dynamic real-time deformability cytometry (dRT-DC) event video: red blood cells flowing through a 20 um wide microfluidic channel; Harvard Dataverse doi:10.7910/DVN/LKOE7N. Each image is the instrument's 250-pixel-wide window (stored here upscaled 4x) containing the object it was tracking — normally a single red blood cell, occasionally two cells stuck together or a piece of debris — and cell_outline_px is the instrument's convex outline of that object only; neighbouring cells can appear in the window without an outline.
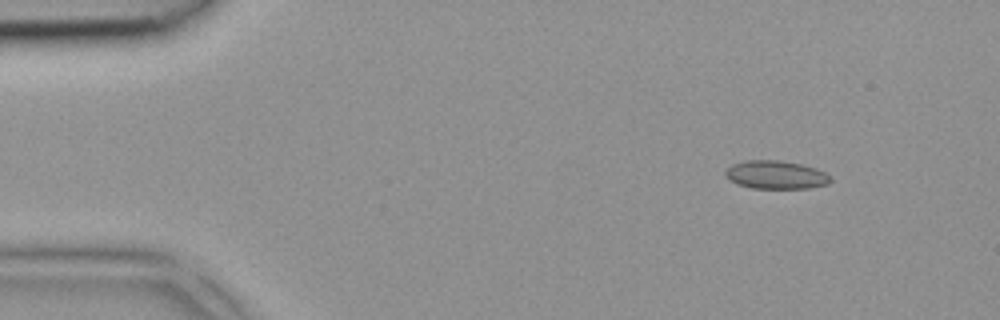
{"species": "common noctule bat (a hibernating species)", "species_latin": "Nyctalus noctula", "temperature_condition": "room temperature", "stored_images_in_passage": 3, "camera_frame_rate_fps": 3000, "um_per_image_px": 0.085, "animal": {"sex": "female", "body_mass_g": 18.4}, "frame": {"image": 1, "passage_image": 1, "time_ms": 0.0, "image_size_px": [1000, 320], "cell_outline_px": [[832, 180], [828, 184], [808, 188], [752, 188], [728, 180], [724, 172], [732, 164], [748, 160], [776, 160], [800, 164], [816, 168], [832, 176]], "centroid_in_image_um": [65.97, 14.86], "position_along_channel_um": 19.0, "area_um2": 17.22}}
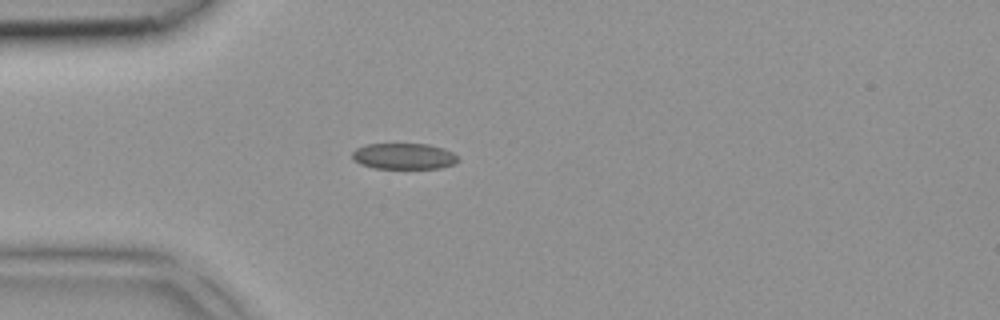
{"frame": {"image": 2, "passage_image": 3, "time_ms": 0.667, "image_size_px": [1000, 320], "cell_outline_px": [[460, 160], [456, 164], [440, 168], [372, 168], [360, 164], [352, 160], [352, 152], [356, 148], [364, 144], [428, 144], [444, 148], [452, 152]], "centroid_in_image_um": [34.31, 13.28], "position_along_channel_um": 50.7, "area_um2": 16.24}}